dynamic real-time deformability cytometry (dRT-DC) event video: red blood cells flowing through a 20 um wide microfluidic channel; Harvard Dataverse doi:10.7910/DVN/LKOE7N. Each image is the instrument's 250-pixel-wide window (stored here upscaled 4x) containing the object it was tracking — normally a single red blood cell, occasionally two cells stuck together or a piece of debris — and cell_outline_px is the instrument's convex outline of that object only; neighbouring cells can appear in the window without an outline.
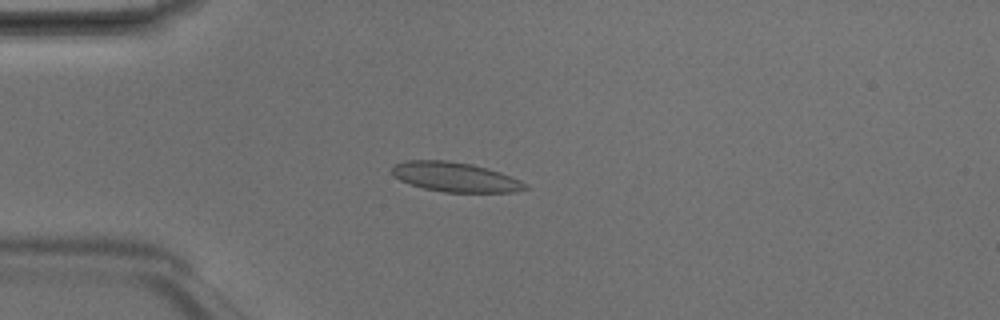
{"species": "Egyptian fruit bat (a non-hibernating species)", "species_latin": "Rousettus aegyptiacus", "temperature_condition": "room temperature", "stored_images_in_passage": 3, "camera_frame_rate_fps": 3000, "um_per_image_px": 0.085, "animal": {"sex": "male"}, "frame": {"image": 1, "passage_image": 3, "time_ms": 0.667, "image_size_px": [1000, 320], "cell_outline_px": [[528, 188], [516, 192], [444, 192], [424, 188], [400, 180], [392, 176], [392, 164], [408, 160], [448, 160], [472, 164], [488, 168], [500, 172], [520, 180], [528, 184]], "centroid_in_image_um": [38.69, 15.04], "position_along_channel_um": 46.3, "area_um2": 23.06}}